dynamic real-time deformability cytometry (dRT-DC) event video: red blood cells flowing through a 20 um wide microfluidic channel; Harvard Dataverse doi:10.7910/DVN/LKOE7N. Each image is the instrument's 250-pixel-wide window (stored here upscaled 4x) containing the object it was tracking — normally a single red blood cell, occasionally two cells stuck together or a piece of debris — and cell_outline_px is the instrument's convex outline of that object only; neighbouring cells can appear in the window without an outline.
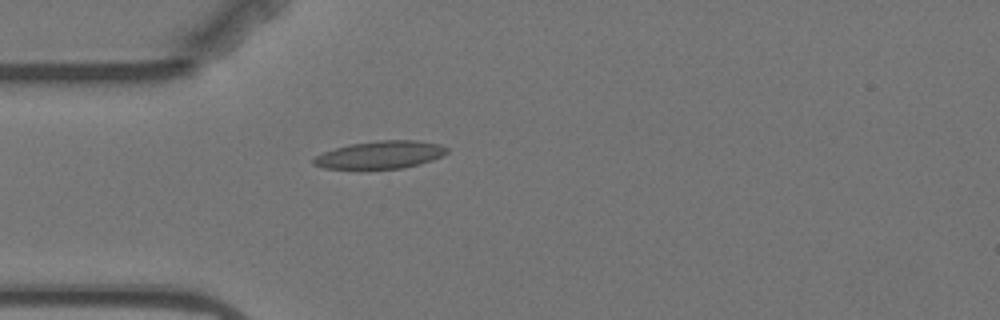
{"species": "Egyptian fruit bat (a non-hibernating species)", "species_latin": "Rousettus aegyptiacus", "temperature_condition": "warm", "stored_images_in_passage": 2, "camera_frame_rate_fps": 3000, "um_per_image_px": 0.085, "animal": {"sex": "female"}, "frame": {"image": 1, "passage_image": 2, "time_ms": 2.0, "image_size_px": [1000, 320], "cell_outline_px": [[448, 152], [432, 160], [420, 164], [404, 168], [324, 168], [312, 164], [312, 160], [316, 156], [324, 152], [348, 144], [380, 140], [416, 140], [440, 144], [448, 148]], "centroid_in_image_um": [32.34, 13.15], "position_along_channel_um": 52.7, "area_um2": 21.33}}